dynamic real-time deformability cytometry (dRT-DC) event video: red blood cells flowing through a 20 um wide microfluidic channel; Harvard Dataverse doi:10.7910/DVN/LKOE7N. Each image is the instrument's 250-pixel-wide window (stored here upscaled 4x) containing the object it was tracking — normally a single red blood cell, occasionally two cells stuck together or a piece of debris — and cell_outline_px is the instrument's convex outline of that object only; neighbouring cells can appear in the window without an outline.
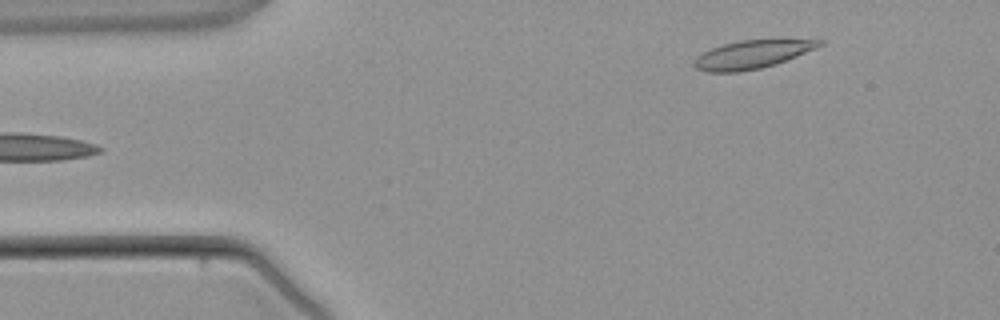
{"species": "common noctule bat (a hibernating species)", "species_latin": "Nyctalus noctula", "temperature_condition": "warm", "stored_images_in_passage": 3, "camera_frame_rate_fps": 3000, "um_per_image_px": 0.085, "animal": {"sex": "male", "body_mass_g": 21.5, "forearm_length_mm": 52.0}, "frame": {"image": 1, "passage_image": 3, "time_ms": 2.333, "image_size_px": [1000, 320], "cell_outline_px": [[824, 44], [816, 48], [776, 64], [760, 68], [740, 72], [708, 72], [696, 68], [692, 64], [692, 60], [696, 56], [712, 48], [724, 44], [740, 40], [824, 40]], "centroid_in_image_um": [63.88, 4.64], "position_along_channel_um": 21.1, "area_um2": 20.4}}